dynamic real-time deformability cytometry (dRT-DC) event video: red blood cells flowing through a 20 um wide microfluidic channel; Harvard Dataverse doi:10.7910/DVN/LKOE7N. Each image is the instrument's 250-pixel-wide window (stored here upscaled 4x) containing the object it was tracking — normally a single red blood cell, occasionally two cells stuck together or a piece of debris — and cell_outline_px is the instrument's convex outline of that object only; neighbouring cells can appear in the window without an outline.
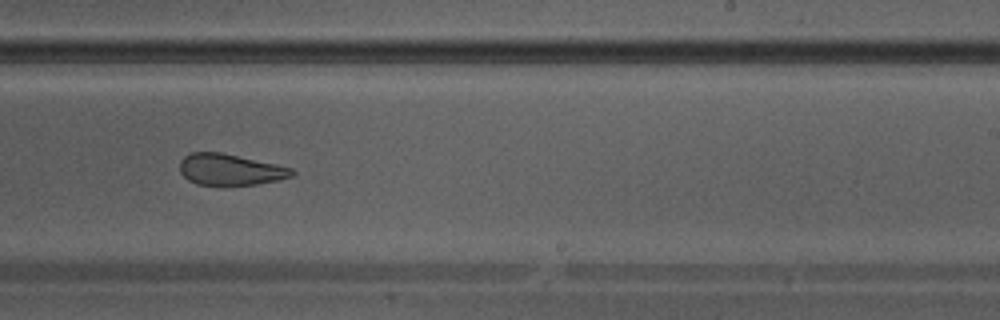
{"species": "Egyptian fruit bat (a non-hibernating species)", "species_latin": "Rousettus aegyptiacus", "temperature_condition": "warm", "stored_images_in_passage": 30, "camera_frame_rate_fps": 3000, "um_per_image_px": 0.085, "animal": {"sex": "male"}, "frame": {"image": 1, "passage_image": 18, "time_ms": 5.667, "image_size_px": [1000, 320], "cell_outline_px": [[296, 172], [292, 176], [280, 180], [256, 184], [224, 188], [196, 184], [188, 180], [180, 172], [180, 160], [184, 156], [192, 152], [220, 152], [276, 164], [292, 168]], "centroid_in_image_um": [19.55, 14.46], "position_along_channel_um": 269.5, "area_um2": 21.1}}